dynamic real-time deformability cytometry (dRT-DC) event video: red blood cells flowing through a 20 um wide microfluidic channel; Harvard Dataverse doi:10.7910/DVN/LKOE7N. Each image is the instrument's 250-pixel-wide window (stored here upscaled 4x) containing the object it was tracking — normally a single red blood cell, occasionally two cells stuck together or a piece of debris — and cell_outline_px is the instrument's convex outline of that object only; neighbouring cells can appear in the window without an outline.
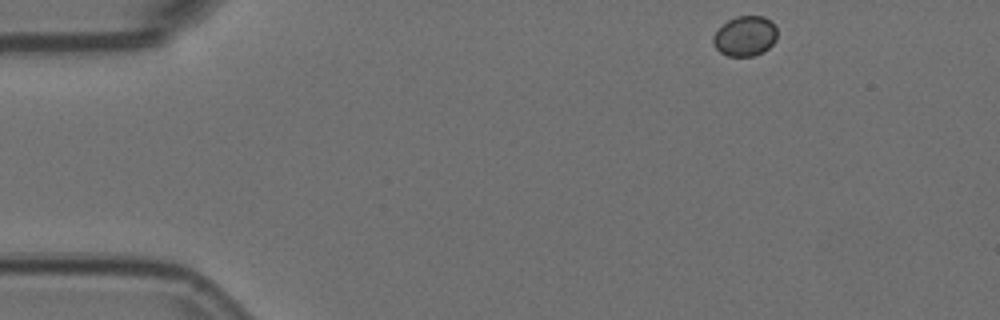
{"species": "Egyptian fruit bat (a non-hibernating species)", "species_latin": "Rousettus aegyptiacus", "temperature_condition": "room temperature", "stored_images_in_passage": 51, "camera_frame_rate_fps": 3000, "um_per_image_px": 0.085, "animal": {"sex": "female"}, "frame": {"image": 1, "passage_image": 1, "time_ms": 0.0, "image_size_px": [1000, 320], "cell_outline_px": [[776, 40], [764, 52], [752, 56], [728, 56], [720, 52], [712, 44], [712, 36], [728, 20], [736, 16], [764, 16], [772, 20], [776, 24]], "centroid_in_image_um": [63.34, 3.06], "position_along_channel_um": 21.7, "area_um2": 15.09}}
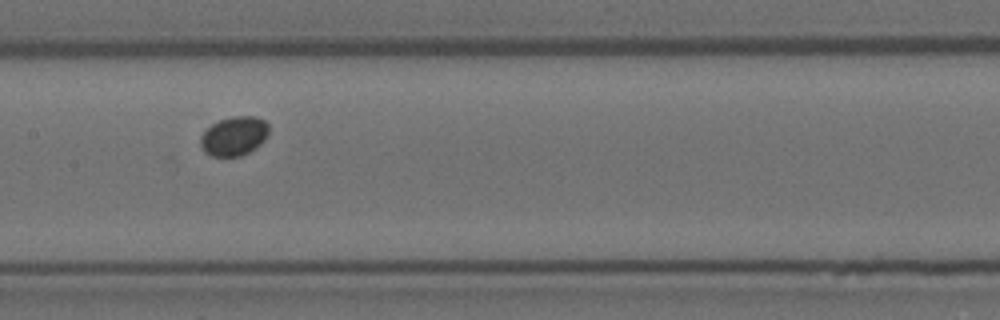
{"frame": {"image": 2, "passage_image": 22, "time_ms": 7.0, "image_size_px": [1000, 320], "cell_outline_px": [[268, 136], [256, 148], [240, 156], [212, 156], [204, 152], [200, 144], [200, 136], [212, 124], [220, 120], [232, 116], [256, 116], [264, 120], [268, 124]], "centroid_in_image_um": [19.9, 11.56], "position_along_channel_um": 187.5, "area_um2": 15.61}}
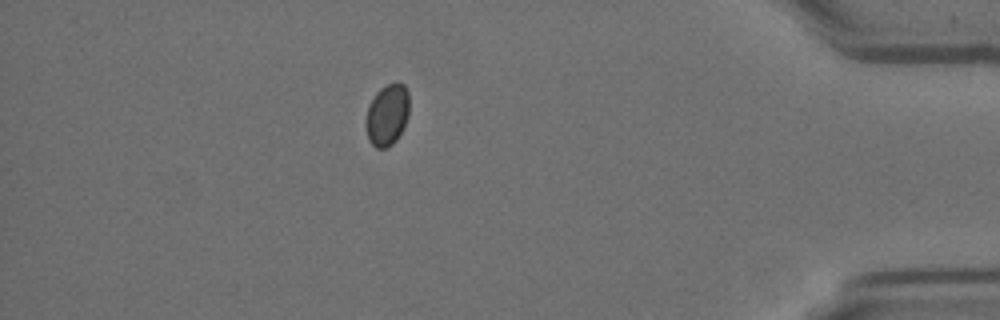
{"frame": {"image": 3, "passage_image": 44, "time_ms": 14.333, "image_size_px": [1000, 320], "cell_outline_px": [[408, 116], [404, 128], [396, 140], [392, 144], [384, 148], [376, 148], [368, 140], [364, 120], [368, 104], [376, 92], [380, 88], [396, 80], [404, 84], [408, 92]], "centroid_in_image_um": [32.89, 9.74], "position_along_channel_um": 402.3, "area_um2": 15.95}}